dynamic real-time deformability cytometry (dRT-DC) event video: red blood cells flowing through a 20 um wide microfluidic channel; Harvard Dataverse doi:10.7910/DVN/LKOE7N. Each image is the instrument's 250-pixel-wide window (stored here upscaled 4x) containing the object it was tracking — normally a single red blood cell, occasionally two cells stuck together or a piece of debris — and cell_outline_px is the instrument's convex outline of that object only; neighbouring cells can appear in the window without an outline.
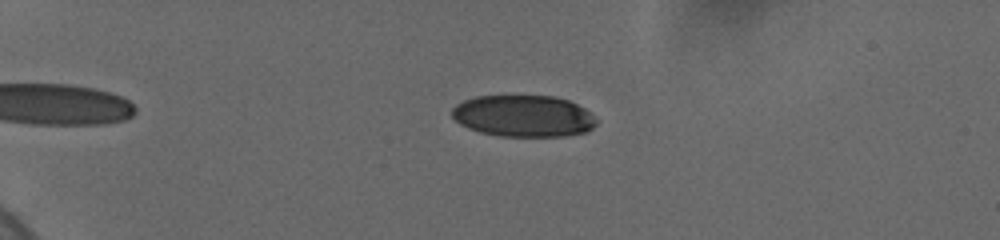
{"species": "human", "species_latin": "Homo sapiens", "temperature_condition": "cold", "stored_images_in_passage": 17, "camera_frame_rate_fps": 3000, "um_per_image_px": 0.085, "donor": {"sex": "female"}, "frame": {"image": 1, "passage_image": 17, "time_ms": 7.667, "image_size_px": [1000, 240], "cell_outline_px": [[596, 124], [588, 132], [564, 136], [500, 136], [480, 132], [468, 128], [460, 124], [452, 116], [452, 108], [456, 104], [464, 100], [476, 96], [508, 92], [556, 96], [568, 100], [592, 112], [596, 120]], "centroid_in_image_um": [44.48, 9.8], "position_along_channel_um": 40.5, "area_um2": 36.36}}